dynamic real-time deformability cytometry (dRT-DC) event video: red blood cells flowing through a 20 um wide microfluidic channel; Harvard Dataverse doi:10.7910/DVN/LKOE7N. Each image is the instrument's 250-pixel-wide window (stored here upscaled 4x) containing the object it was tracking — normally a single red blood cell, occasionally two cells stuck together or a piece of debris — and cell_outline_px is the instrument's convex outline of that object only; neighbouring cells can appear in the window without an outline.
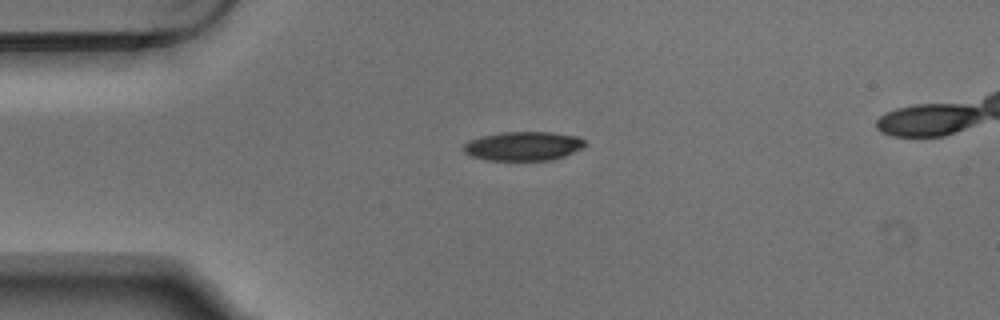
{"species": "Egyptian fruit bat (a non-hibernating species)", "species_latin": "Rousettus aegyptiacus", "temperature_condition": "warm", "stored_images_in_passage": 2, "camera_frame_rate_fps": 3000, "um_per_image_px": 0.085, "animal": {"sex": "male"}, "frame": {"image": 1, "passage_image": 1, "time_ms": 0.0, "image_size_px": [1000, 320], "cell_outline_px": [[584, 144], [580, 148], [564, 156], [552, 160], [488, 160], [472, 156], [464, 152], [460, 148], [468, 140], [480, 136], [500, 132], [552, 132], [580, 136], [584, 140]], "centroid_in_image_um": [44.43, 12.4], "position_along_channel_um": 40.6, "area_um2": 20.63}}